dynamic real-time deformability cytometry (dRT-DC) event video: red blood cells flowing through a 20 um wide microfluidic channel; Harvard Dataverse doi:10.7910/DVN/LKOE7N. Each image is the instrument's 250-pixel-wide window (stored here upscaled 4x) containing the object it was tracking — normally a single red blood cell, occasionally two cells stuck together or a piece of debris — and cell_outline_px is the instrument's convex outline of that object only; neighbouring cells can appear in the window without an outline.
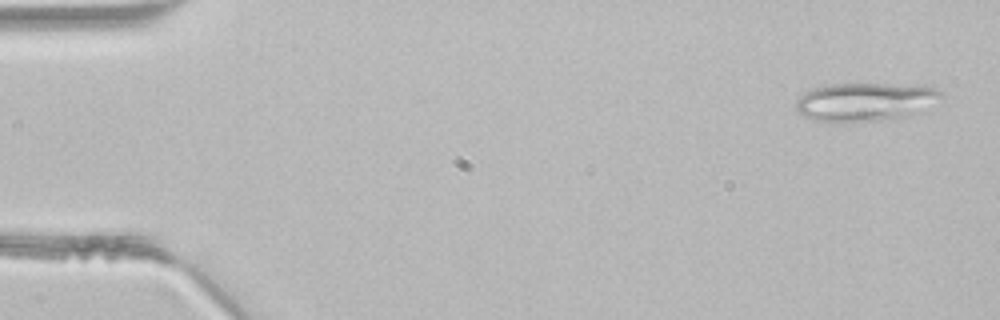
{"species": "common noctule bat (a hibernating species)", "species_latin": "Nyctalus noctula", "temperature_condition": "room temperature", "stored_images_in_passage": 45, "camera_frame_rate_fps": 3000, "um_per_image_px": 0.085, "animal": {"sex": "male", "body_mass_g": 21.5, "forearm_length_mm": 52.0}, "frame": {"image": 1, "passage_image": 2, "time_ms": 0.333, "image_size_px": [1000, 320], "cell_outline_px": [[944, 96], [916, 112], [908, 116], [896, 120], [816, 120], [804, 116], [796, 112], [796, 100], [800, 96], [816, 88], [832, 84], [924, 84], [944, 92]], "centroid_in_image_um": [73.61, 8.63], "position_along_channel_um": 11.4, "area_um2": 32.08}}
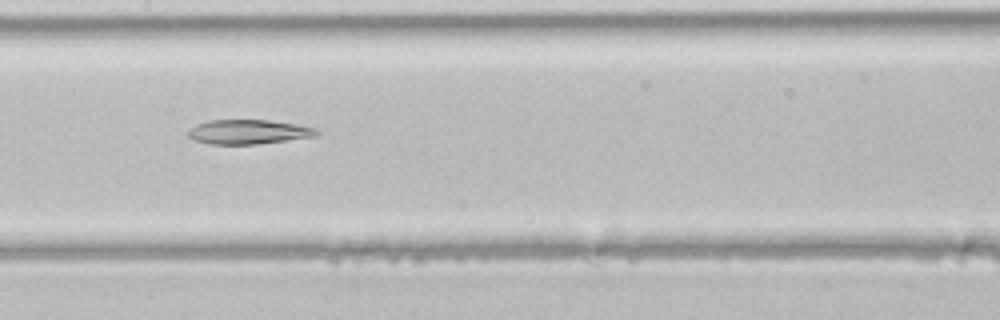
{"frame": {"image": 2, "passage_image": 22, "time_ms": 7.0, "image_size_px": [1000, 320], "cell_outline_px": [[320, 132], [316, 136], [256, 144], [212, 144], [196, 140], [188, 136], [188, 128], [196, 124], [208, 120], [268, 120], [296, 124], [316, 128]], "centroid_in_image_um": [21.1, 11.2], "position_along_channel_um": 186.3, "area_um2": 18.21}}
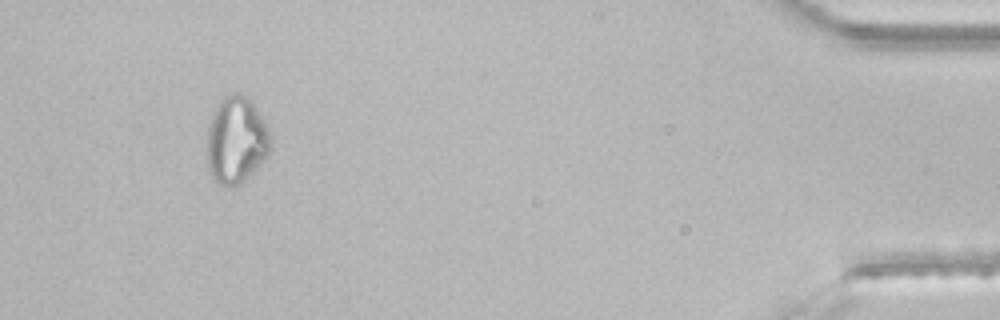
{"frame": {"image": 3, "passage_image": 42, "time_ms": 13.667, "image_size_px": [1000, 320], "cell_outline_px": [[272, 136], [268, 156], [236, 184], [220, 184], [212, 176], [208, 168], [208, 128], [212, 116], [220, 100], [224, 96], [232, 92], [236, 92], [252, 100], [264, 120]], "centroid_in_image_um": [20.1, 11.83], "position_along_channel_um": 415.1, "area_um2": 31.44}}